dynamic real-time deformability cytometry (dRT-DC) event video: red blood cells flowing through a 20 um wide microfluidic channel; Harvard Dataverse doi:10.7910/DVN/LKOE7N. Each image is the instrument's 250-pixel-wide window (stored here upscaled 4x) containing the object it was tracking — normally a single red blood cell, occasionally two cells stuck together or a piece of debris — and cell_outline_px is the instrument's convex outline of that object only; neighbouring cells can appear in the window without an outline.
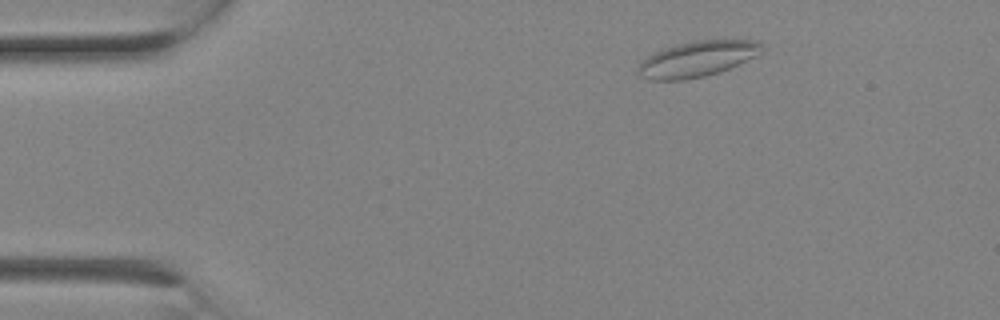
{"species": "Egyptian fruit bat (a non-hibernating species)", "species_latin": "Rousettus aegyptiacus", "temperature_condition": "room temperature", "stored_images_in_passage": 1, "camera_frame_rate_fps": 3000, "um_per_image_px": 0.085, "animal": {"sex": "female"}, "frame": {"image": 1, "passage_image": 1, "time_ms": 0.0, "image_size_px": [1000, 320], "cell_outline_px": [[764, 52], [756, 56], [728, 68], [704, 76], [684, 80], [652, 80], [640, 76], [636, 72], [640, 64], [648, 56], [664, 48], [680, 44], [700, 40], [756, 40], [760, 44]], "centroid_in_image_um": [59.27, 5.01], "position_along_channel_um": 25.7, "area_um2": 25.2}}